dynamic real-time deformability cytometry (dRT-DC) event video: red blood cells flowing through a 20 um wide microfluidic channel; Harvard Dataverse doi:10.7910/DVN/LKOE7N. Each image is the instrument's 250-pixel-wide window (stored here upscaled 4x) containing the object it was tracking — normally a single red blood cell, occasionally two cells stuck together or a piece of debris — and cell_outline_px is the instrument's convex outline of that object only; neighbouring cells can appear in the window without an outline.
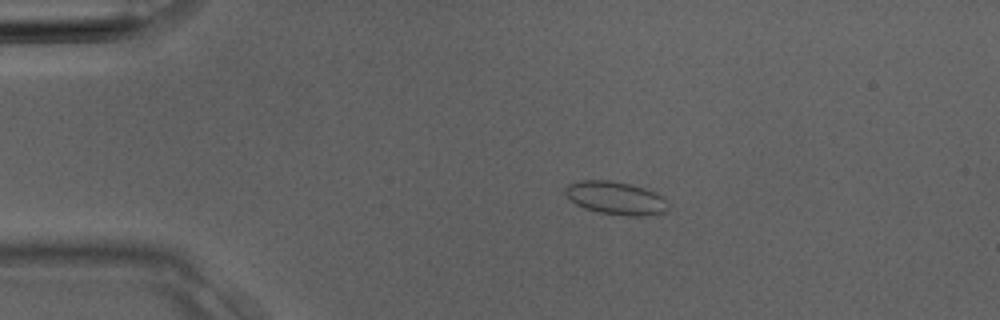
{"species": "Egyptian fruit bat (a non-hibernating species)", "species_latin": "Rousettus aegyptiacus", "temperature_condition": "room temperature", "stored_images_in_passage": 5, "camera_frame_rate_fps": 3000, "um_per_image_px": 0.085, "animal": {"sex": "male"}, "frame": {"image": 1, "passage_image": 3, "time_ms": 0.667, "image_size_px": [1000, 320], "cell_outline_px": [[668, 212], [644, 216], [628, 216], [600, 212], [584, 208], [576, 204], [564, 192], [564, 188], [568, 184], [580, 180], [608, 180], [628, 184], [644, 188], [656, 192], [664, 200], [668, 208]], "centroid_in_image_um": [52.33, 16.84], "position_along_channel_um": 32.7, "area_um2": 19.65}}